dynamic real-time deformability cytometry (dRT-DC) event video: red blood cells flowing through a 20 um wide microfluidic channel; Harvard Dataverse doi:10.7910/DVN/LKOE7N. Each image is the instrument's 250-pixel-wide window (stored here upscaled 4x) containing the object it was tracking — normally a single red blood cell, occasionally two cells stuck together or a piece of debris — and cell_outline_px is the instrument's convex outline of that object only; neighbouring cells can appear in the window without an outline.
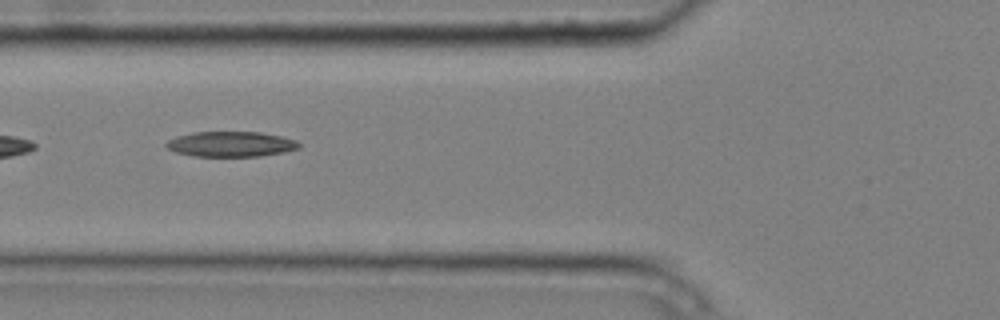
{"species": "common noctule bat (a hibernating species)", "species_latin": "Nyctalus noctula", "temperature_condition": "cold", "stored_images_in_passage": 9, "camera_frame_rate_fps": 3000, "um_per_image_px": 0.085, "animal": {"sex": "male", "body_mass_g": 20.4}, "frame": {"image": 1, "passage_image": 6, "time_ms": 1.667, "image_size_px": [1000, 320], "cell_outline_px": [[300, 148], [284, 152], [260, 156], [196, 156], [176, 152], [168, 148], [164, 144], [168, 140], [176, 136], [192, 132], [260, 132], [280, 136], [296, 140], [300, 144]], "centroid_in_image_um": [19.62, 12.24], "position_along_channel_um": 106.2, "area_um2": 19.48}}
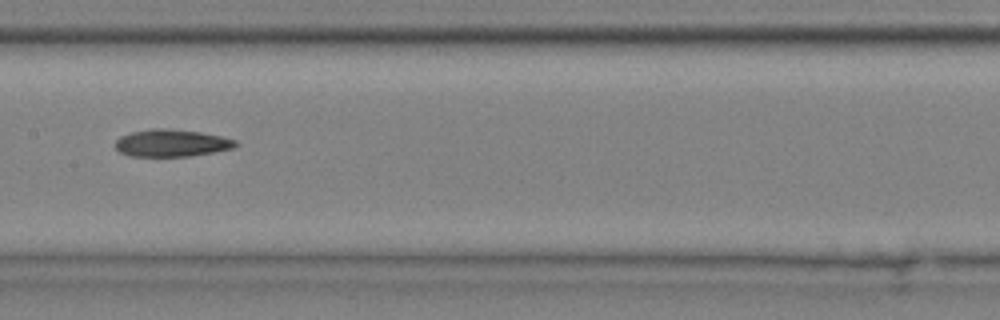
{"frame": {"image": 2, "passage_image": 8, "time_ms": 2.333, "image_size_px": [1000, 320], "cell_outline_px": [[240, 144], [232, 148], [212, 152], [188, 156], [128, 156], [120, 152], [116, 148], [116, 140], [120, 136], [132, 132], [152, 128], [168, 128], [200, 132], [220, 136], [236, 140]], "centroid_in_image_um": [14.57, 12.15], "position_along_channel_um": 192.8, "area_um2": 19.02}}
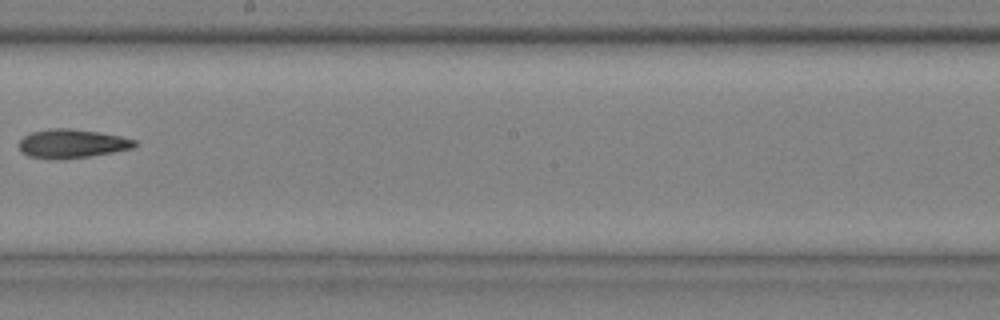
{"frame": {"image": 3, "passage_image": 9, "time_ms": 2.667, "image_size_px": [1000, 320], "cell_outline_px": [[136, 144], [132, 148], [112, 152], [88, 156], [60, 160], [56, 160], [28, 156], [20, 152], [20, 140], [24, 136], [32, 132], [52, 128], [68, 128], [96, 132], [120, 136], [136, 140]], "centroid_in_image_um": [6.07, 12.22], "position_along_channel_um": 242.1, "area_um2": 19.25}}